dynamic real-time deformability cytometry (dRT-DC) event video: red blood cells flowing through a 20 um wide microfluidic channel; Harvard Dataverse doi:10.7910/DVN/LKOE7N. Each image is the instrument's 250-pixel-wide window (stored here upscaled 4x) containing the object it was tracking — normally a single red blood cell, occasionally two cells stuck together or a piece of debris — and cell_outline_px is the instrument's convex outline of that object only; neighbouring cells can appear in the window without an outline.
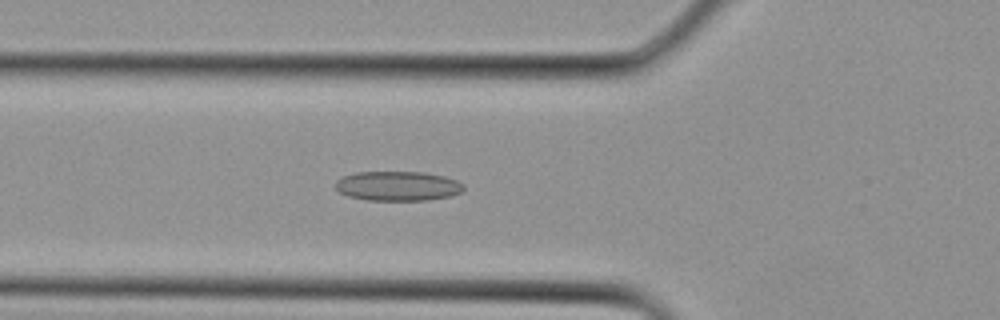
{"species": "Egyptian fruit bat (a non-hibernating species)", "species_latin": "Rousettus aegyptiacus", "temperature_condition": "cold", "stored_images_in_passage": 25, "camera_frame_rate_fps": 3000, "um_per_image_px": 0.085, "animal": {"sex": "female"}, "frame": {"image": 1, "passage_image": 7, "time_ms": 2.0, "image_size_px": [1000, 320], "cell_outline_px": [[464, 188], [460, 192], [452, 196], [428, 200], [368, 200], [348, 196], [340, 192], [336, 188], [336, 180], [344, 176], [356, 172], [424, 172], [444, 176], [456, 180], [464, 184]], "centroid_in_image_um": [33.83, 15.81], "position_along_channel_um": 92.0, "area_um2": 22.08}}
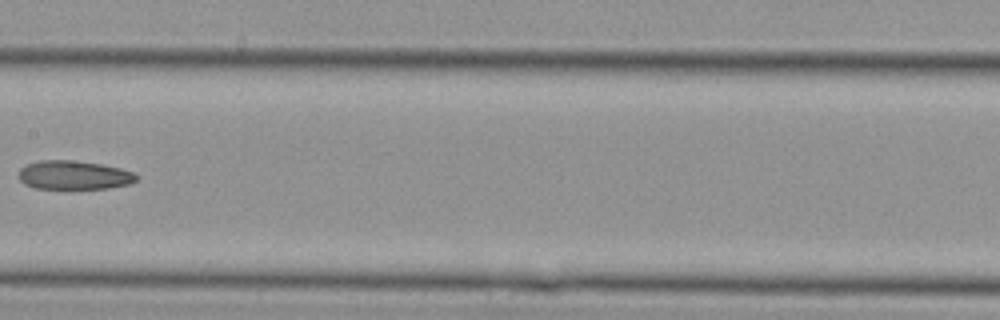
{"frame": {"image": 2, "passage_image": 12, "time_ms": 3.667, "image_size_px": [1000, 320], "cell_outline_px": [[136, 180], [128, 184], [108, 188], [36, 188], [24, 184], [20, 180], [20, 168], [28, 164], [40, 160], [72, 160], [100, 164], [120, 168], [132, 172], [136, 176]], "centroid_in_image_um": [6.26, 14.88], "position_along_channel_um": 201.1, "area_um2": 19.42}}
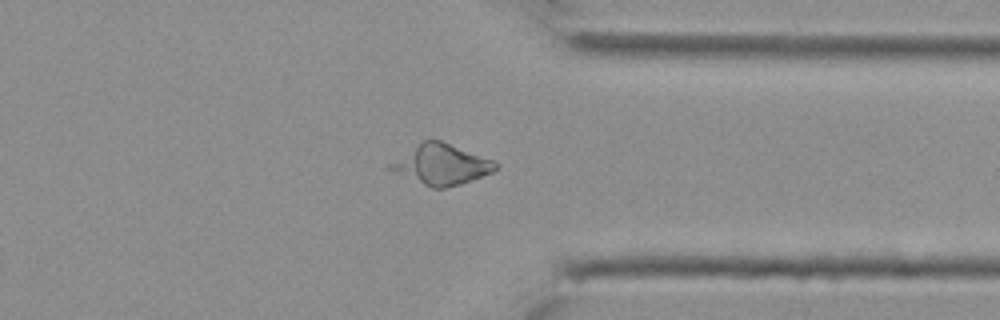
{"frame": {"image": 3, "passage_image": 20, "time_ms": 6.333, "image_size_px": [1000, 320], "cell_outline_px": [[500, 164], [492, 172], [460, 184], [444, 188], [432, 188], [388, 168], [388, 164], [424, 140], [440, 140], [492, 160]], "centroid_in_image_um": [37.54, 13.99], "position_along_channel_um": 373.9, "area_um2": 23.81}}